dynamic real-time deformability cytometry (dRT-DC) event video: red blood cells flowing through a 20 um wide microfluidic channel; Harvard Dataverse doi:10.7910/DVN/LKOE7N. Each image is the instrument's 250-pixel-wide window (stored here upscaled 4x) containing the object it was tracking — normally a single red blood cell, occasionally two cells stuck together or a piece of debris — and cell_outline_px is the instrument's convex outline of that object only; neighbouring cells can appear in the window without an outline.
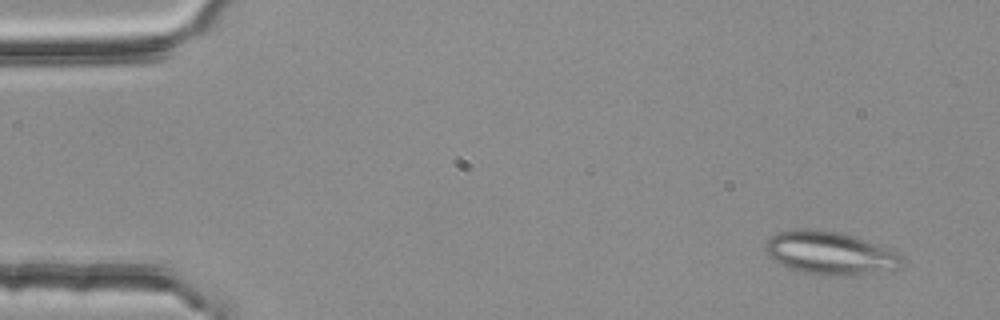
{"species": "common noctule bat (a hibernating species)", "species_latin": "Nyctalus noctula", "temperature_condition": "room temperature", "stored_images_in_passage": 53, "segment_of_instrument_passage": [1, 2], "camera_frame_rate_fps": 3000, "um_per_image_px": 0.085, "animal": {"sex": "female", "body_mass_g": 25.1}, "frame": {"image": 1, "passage_image": 4, "time_ms": 1.0, "image_size_px": [1000, 320], "cell_outline_px": [[908, 260], [900, 268], [844, 276], [824, 276], [800, 272], [780, 264], [772, 260], [768, 256], [764, 248], [764, 244], [772, 236], [780, 232], [800, 228], [812, 228], [840, 232], [864, 240], [892, 252]], "centroid_in_image_um": [70.48, 21.52], "position_along_channel_um": 14.5, "area_um2": 34.1}}